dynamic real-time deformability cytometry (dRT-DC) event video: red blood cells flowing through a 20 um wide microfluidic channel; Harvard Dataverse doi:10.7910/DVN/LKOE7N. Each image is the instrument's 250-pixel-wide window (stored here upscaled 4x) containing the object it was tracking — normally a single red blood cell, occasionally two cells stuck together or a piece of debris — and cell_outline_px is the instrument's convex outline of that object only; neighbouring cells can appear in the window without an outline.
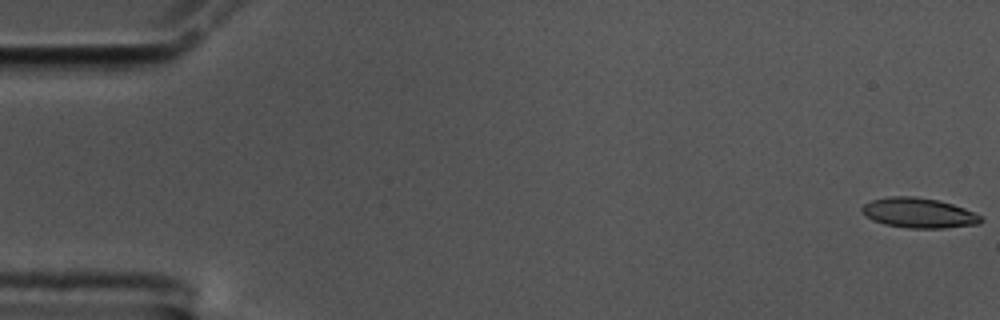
{"species": "common noctule bat (a hibernating species)", "species_latin": "Nyctalus noctula", "temperature_condition": "cold", "stored_images_in_passage": 57, "camera_frame_rate_fps": 3000, "um_per_image_px": 0.085, "animal": {"sex": "male", "body_mass_g": 17.5, "forearm_length_mm": 52.3}, "frame": {"image": 1, "passage_image": 1, "time_ms": 0.0, "image_size_px": [1000, 320], "cell_outline_px": [[984, 220], [980, 224], [944, 228], [908, 228], [884, 224], [872, 220], [860, 208], [864, 204], [872, 200], [888, 196], [912, 196], [936, 200], [952, 204], [964, 208], [980, 216]], "centroid_in_image_um": [78.1, 18.1], "position_along_channel_um": 6.9, "area_um2": 20.63}}
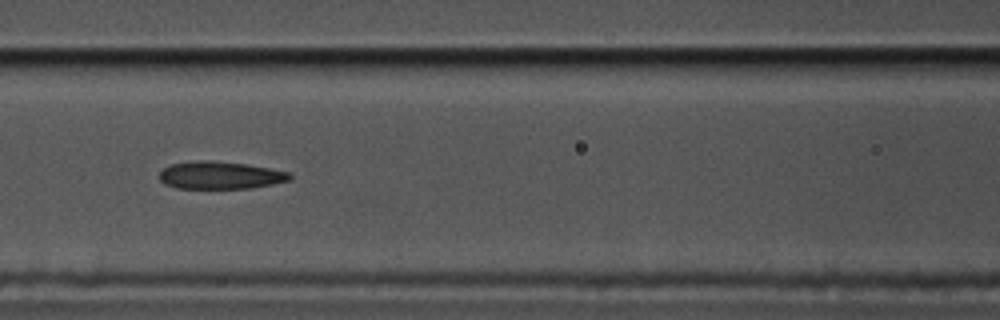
{"frame": {"image": 2, "passage_image": 25, "time_ms": 8.0, "image_size_px": [1000, 320], "cell_outline_px": [[292, 180], [252, 188], [176, 188], [164, 184], [160, 180], [160, 172], [164, 168], [172, 164], [196, 160], [212, 160], [248, 164], [288, 172], [292, 176]], "centroid_in_image_um": [18.72, 14.89], "position_along_channel_um": 147.9, "area_um2": 20.98}}
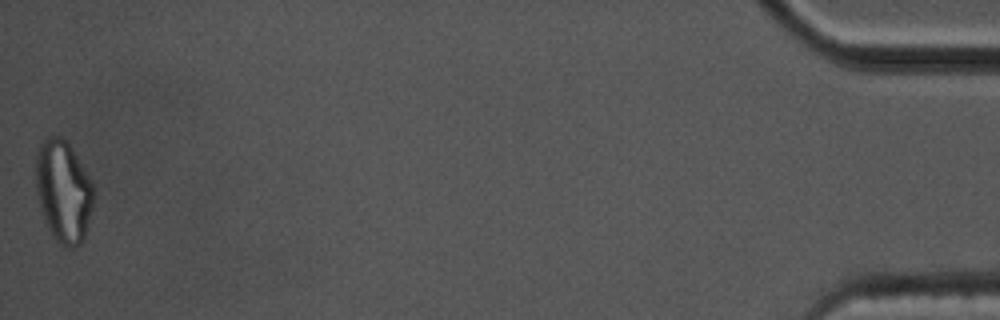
{"frame": {"image": 3, "passage_image": 57, "time_ms": 18.667, "image_size_px": [1000, 320], "cell_outline_px": [[92, 208], [84, 240], [80, 244], [72, 248], [60, 248], [52, 236], [44, 220], [40, 208], [36, 192], [36, 156], [40, 144], [48, 136], [60, 136], [68, 140], [92, 180]], "centroid_in_image_um": [5.38, 16.28], "position_along_channel_um": 429.8, "area_um2": 34.85}, "authors_computed_cell_mechanics": {"area_um2": 21.4438, "velocity_mm_per_s": 3.549, "shape_relaxation_time_tau1_ms": null, "shape_relaxation_time_tau2_ms": 3.7315, "deformation_change_tau1": null, "deformation_change_tau2": 0.1447}}